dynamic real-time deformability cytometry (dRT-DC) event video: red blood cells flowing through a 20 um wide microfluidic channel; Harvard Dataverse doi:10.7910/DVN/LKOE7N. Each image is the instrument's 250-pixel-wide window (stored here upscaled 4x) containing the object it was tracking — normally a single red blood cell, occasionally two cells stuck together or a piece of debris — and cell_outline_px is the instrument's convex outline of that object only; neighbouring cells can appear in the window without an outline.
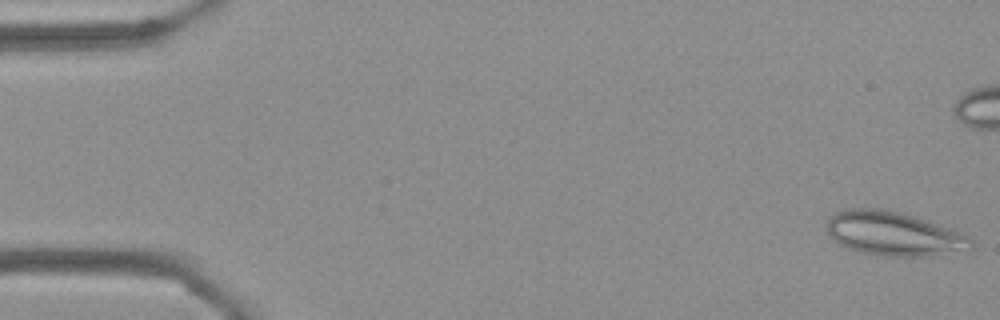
{"species": "Egyptian fruit bat (a non-hibernating species)", "species_latin": "Rousettus aegyptiacus", "temperature_condition": "cold", "stored_images_in_passage": 56, "camera_frame_rate_fps": 3000, "um_per_image_px": 0.085, "frame": {"image": 1, "passage_image": 1, "time_ms": 0.0, "image_size_px": [1000, 320], "cell_outline_px": [[972, 248], [932, 256], [888, 256], [860, 252], [840, 244], [828, 232], [828, 220], [836, 212], [848, 208], [880, 208], [912, 216], [964, 232], [972, 240]], "centroid_in_image_um": [76.0, 19.86], "position_along_channel_um": 9.0, "area_um2": 36.47}}
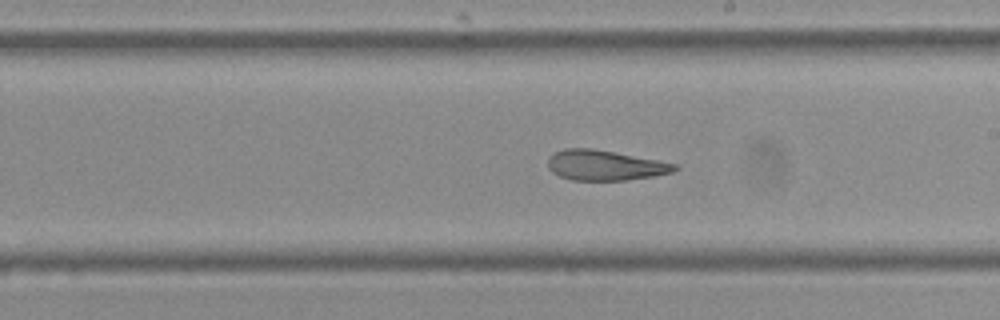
{"frame": {"image": 2, "passage_image": 31, "time_ms": 10.0, "image_size_px": [1000, 320], "cell_outline_px": [[680, 168], [672, 172], [652, 176], [624, 180], [572, 180], [560, 176], [552, 172], [548, 168], [548, 160], [556, 152], [564, 148], [592, 148], [680, 164]], "centroid_in_image_um": [51.45, 14.05], "position_along_channel_um": 237.6, "area_um2": 22.2}}
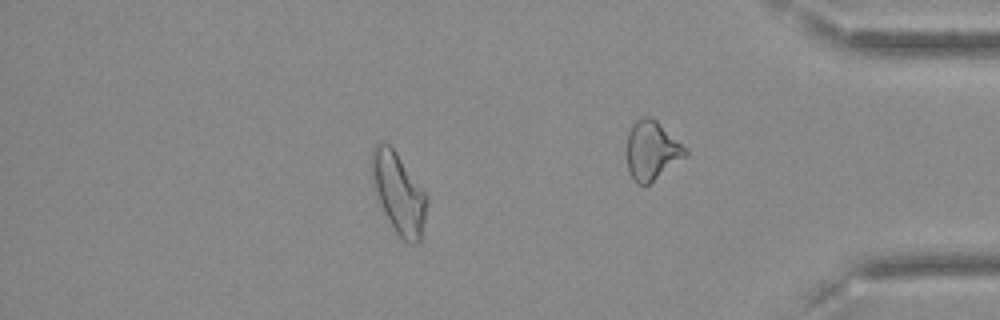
{"frame": {"image": 3, "passage_image": 48, "time_ms": 15.667, "image_size_px": [1000, 320], "cell_outline_px": [[428, 204], [420, 244], [408, 244], [396, 232], [376, 200], [372, 188], [372, 148], [380, 140], [384, 140], [396, 152], [428, 196]], "centroid_in_image_um": [33.87, 16.44], "position_along_channel_um": 401.3, "area_um2": 26.3}, "authors_computed_cell_mechanics": {"area_um2": 25.432, "velocity_mm_per_s": 3.6284, "shape_relaxation_time_tau1_ms": null, "shape_relaxation_time_tau2_ms": 2.5821, "deformation_change_tau1": null, "deformation_change_tau2": 0.1128}}